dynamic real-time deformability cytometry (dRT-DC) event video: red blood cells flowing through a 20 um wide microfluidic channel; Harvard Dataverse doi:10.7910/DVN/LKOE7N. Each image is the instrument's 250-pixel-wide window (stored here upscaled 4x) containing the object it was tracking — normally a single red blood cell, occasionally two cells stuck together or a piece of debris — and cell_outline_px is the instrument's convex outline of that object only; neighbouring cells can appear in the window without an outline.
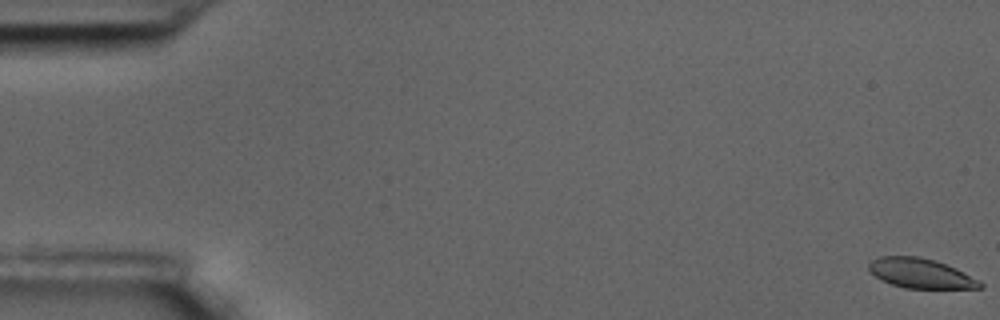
{"species": "common noctule bat (a hibernating species)", "species_latin": "Nyctalus noctula", "temperature_condition": "room temperature", "stored_images_in_passage": 60, "camera_frame_rate_fps": 3000, "um_per_image_px": 0.085, "animal": {"sex": "male", "body_mass_g": 17.5, "forearm_length_mm": 52.3}, "frame": {"image": 1, "passage_image": 1, "time_ms": 0.0, "image_size_px": [1000, 320], "cell_outline_px": [[984, 288], [904, 288], [880, 280], [868, 272], [868, 264], [872, 260], [880, 256], [920, 256], [936, 260], [956, 268], [980, 280], [984, 284]], "centroid_in_image_um": [78.25, 23.23], "position_along_channel_um": 6.8, "area_um2": 19.54}}
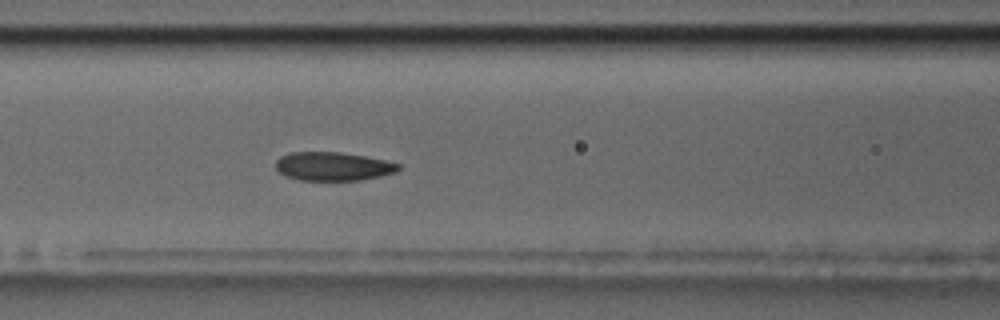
{"frame": {"image": 2, "passage_image": 26, "time_ms": 8.333, "image_size_px": [1000, 320], "cell_outline_px": [[400, 168], [396, 172], [380, 176], [360, 180], [300, 180], [284, 176], [276, 168], [276, 160], [280, 156], [292, 152], [340, 152], [364, 156], [384, 160], [400, 164]], "centroid_in_image_um": [28.29, 14.14], "position_along_channel_um": 138.3, "area_um2": 20.4}}
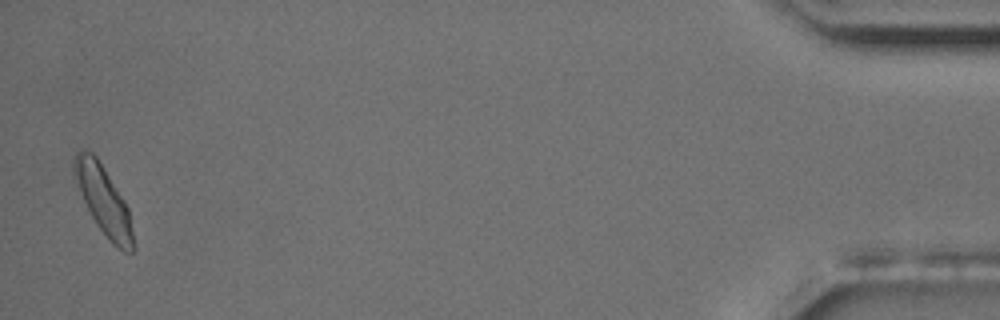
{"frame": {"image": 3, "passage_image": 59, "time_ms": 19.333, "image_size_px": [1000, 320], "cell_outline_px": [[136, 248], [132, 252], [124, 252], [112, 244], [108, 240], [96, 224], [72, 176], [72, 160], [76, 152], [80, 148], [84, 148], [92, 152], [96, 156], [124, 200], [128, 208]], "centroid_in_image_um": [8.78, 17.01], "position_along_channel_um": 426.4, "area_um2": 23.76}, "authors_computed_cell_mechanics": {"area_um2": 21.2993, "velocity_mm_per_s": 3.4247, "shape_relaxation_time_tau1_ms": null, "shape_relaxation_time_tau2_ms": 9.1717, "deformation_change_tau1": null, "deformation_change_tau2": 0.1049}}